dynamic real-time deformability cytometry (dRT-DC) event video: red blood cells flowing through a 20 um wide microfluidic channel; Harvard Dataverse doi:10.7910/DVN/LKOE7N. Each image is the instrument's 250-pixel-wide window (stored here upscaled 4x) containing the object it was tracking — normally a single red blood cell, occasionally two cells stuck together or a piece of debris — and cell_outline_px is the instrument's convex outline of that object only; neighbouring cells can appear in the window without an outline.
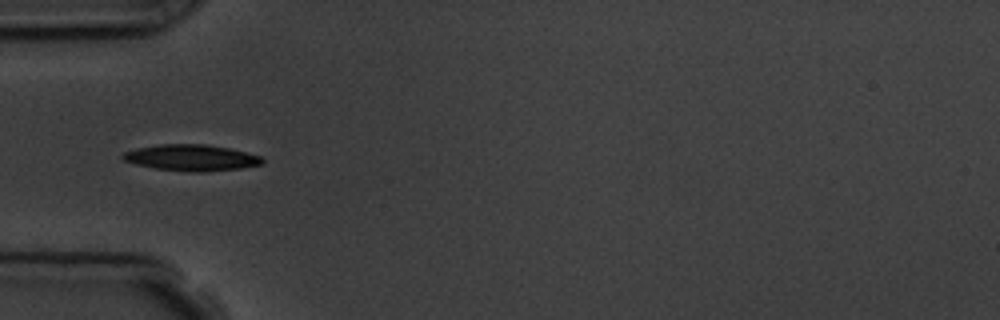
{"species": "common noctule bat (a hibernating species)", "species_latin": "Nyctalus noctula", "temperature_condition": "room temperature", "stored_images_in_passage": 5, "camera_frame_rate_fps": 3000, "um_per_image_px": 0.085, "animal": {"sex": "male", "body_mass_g": 19.5, "forearm_length_mm": 54.6}, "frame": {"image": 1, "passage_image": 3, "time_ms": 2.333, "image_size_px": [1000, 320], "cell_outline_px": [[264, 164], [240, 168], [200, 172], [192, 172], [156, 168], [136, 164], [124, 160], [120, 156], [124, 152], [136, 148], [160, 144], [204, 144], [228, 148], [260, 156], [264, 160]], "centroid_in_image_um": [16.25, 13.4], "position_along_channel_um": 68.8, "area_um2": 21.1}}